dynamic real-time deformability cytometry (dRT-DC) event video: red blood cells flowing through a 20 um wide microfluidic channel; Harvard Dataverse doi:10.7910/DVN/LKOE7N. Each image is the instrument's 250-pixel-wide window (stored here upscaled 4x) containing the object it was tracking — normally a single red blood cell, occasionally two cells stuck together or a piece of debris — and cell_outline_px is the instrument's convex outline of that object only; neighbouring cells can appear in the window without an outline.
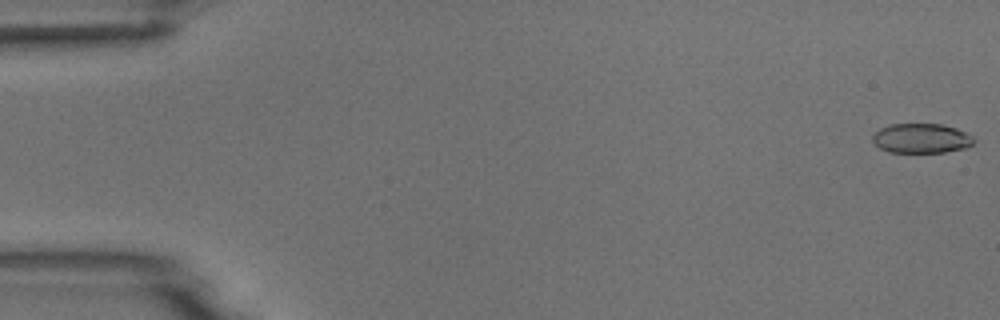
{"species": "common noctule bat (a hibernating species)", "species_latin": "Nyctalus noctula", "temperature_condition": "room temperature", "stored_images_in_passage": 5, "segment_of_instrument_passage": [2, 2], "camera_frame_rate_fps": 3000, "um_per_image_px": 0.085, "animal": {"sex": "male", "body_mass_g": 18.8}, "frame": {"image": 1, "passage_image": 5, "time_ms": 6.333, "image_size_px": [1000, 320], "cell_outline_px": [[976, 140], [968, 148], [944, 152], [888, 152], [880, 148], [872, 140], [872, 136], [880, 128], [892, 124], [944, 124], [956, 128], [972, 136]], "centroid_in_image_um": [78.34, 11.76], "position_along_channel_um": 6.7, "area_um2": 17.51}}